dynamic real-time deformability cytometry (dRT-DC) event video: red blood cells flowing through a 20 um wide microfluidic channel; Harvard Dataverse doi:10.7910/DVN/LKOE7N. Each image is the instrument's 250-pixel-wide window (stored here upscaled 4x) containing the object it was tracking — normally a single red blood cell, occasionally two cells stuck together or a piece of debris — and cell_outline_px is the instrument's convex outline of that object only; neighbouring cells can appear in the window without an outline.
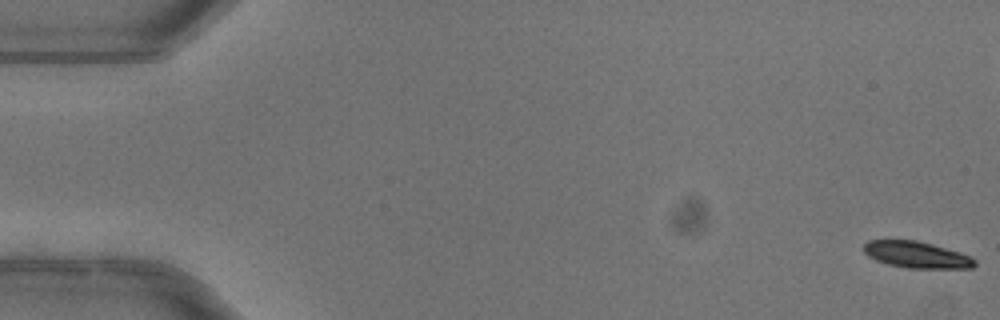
{"species": "common noctule bat (a hibernating species)", "species_latin": "Nyctalus noctula", "temperature_condition": "warm", "stored_images_in_passage": 53, "camera_frame_rate_fps": 3000, "um_per_image_px": 0.085, "animal": {"sex": "female"}, "frame": {"image": 1, "passage_image": 1, "time_ms": 0.0, "image_size_px": [1000, 320], "cell_outline_px": [[976, 264], [972, 268], [908, 268], [888, 264], [876, 260], [868, 256], [864, 252], [864, 244], [868, 240], [916, 240], [932, 244], [960, 252], [972, 256], [976, 260]], "centroid_in_image_um": [77.93, 21.65], "position_along_channel_um": 7.1, "area_um2": 17.17}, "authors_computed_cell_mechanics": {"area_um2": 20.519, "velocity_mm_per_s": 4.0051, "shape_relaxation_time_tau1_ms": 2.74, "shape_relaxation_time_tau2_ms": null, "deformation_change_tau1": 0.1296, "deformation_change_tau2": null}}